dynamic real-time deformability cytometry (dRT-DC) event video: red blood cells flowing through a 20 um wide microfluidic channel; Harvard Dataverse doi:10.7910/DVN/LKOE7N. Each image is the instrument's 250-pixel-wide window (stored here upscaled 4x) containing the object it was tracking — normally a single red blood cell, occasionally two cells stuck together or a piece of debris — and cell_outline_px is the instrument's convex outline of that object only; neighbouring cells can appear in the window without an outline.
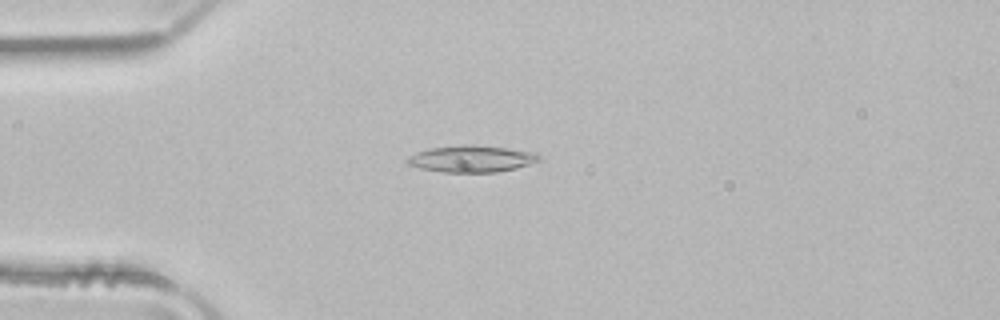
{"species": "common noctule bat (a hibernating species)", "species_latin": "Nyctalus noctula", "temperature_condition": "room temperature", "stored_images_in_passage": 9, "camera_frame_rate_fps": 3000, "um_per_image_px": 0.085, "animal": {"sex": "male", "body_mass_g": 21.5, "forearm_length_mm": 52.0}, "frame": {"image": 1, "passage_image": 1, "time_ms": 0.0, "image_size_px": [1000, 320], "cell_outline_px": [[540, 160], [516, 168], [496, 172], [440, 172], [420, 168], [408, 164], [408, 156], [416, 152], [432, 148], [464, 144], [472, 144], [508, 148], [536, 152], [540, 156]], "centroid_in_image_um": [40.09, 13.49], "position_along_channel_um": 44.9, "area_um2": 20.46}}
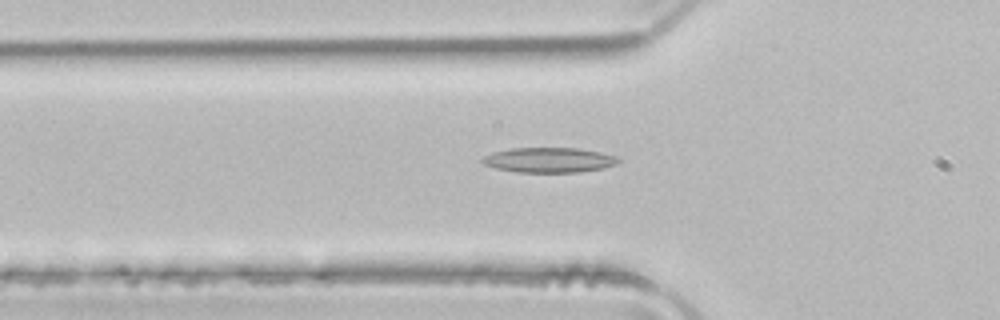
{"frame": {"image": 2, "passage_image": 5, "time_ms": 1.333, "image_size_px": [1000, 320], "cell_outline_px": [[620, 160], [616, 164], [604, 168], [576, 172], [516, 172], [496, 168], [484, 164], [480, 160], [484, 156], [492, 152], [512, 148], [576, 148], [600, 152], [616, 156]], "centroid_in_image_um": [46.65, 13.6], "position_along_channel_um": 79.2, "area_um2": 19.71}}
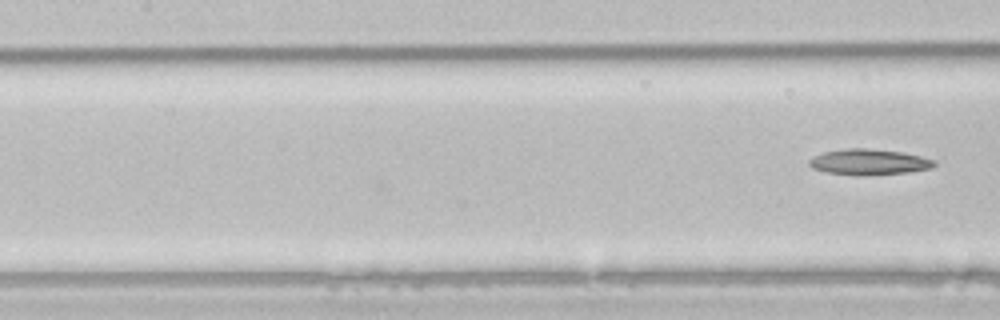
{"frame": {"image": 3, "passage_image": 9, "time_ms": 2.667, "image_size_px": [1000, 320], "cell_outline_px": [[936, 164], [932, 168], [908, 172], [864, 176], [860, 176], [828, 172], [812, 168], [808, 164], [808, 160], [812, 156], [824, 152], [844, 148], [868, 148], [904, 152], [936, 160]], "centroid_in_image_um": [73.86, 13.76], "position_along_channel_um": 133.5, "area_um2": 19.02}}